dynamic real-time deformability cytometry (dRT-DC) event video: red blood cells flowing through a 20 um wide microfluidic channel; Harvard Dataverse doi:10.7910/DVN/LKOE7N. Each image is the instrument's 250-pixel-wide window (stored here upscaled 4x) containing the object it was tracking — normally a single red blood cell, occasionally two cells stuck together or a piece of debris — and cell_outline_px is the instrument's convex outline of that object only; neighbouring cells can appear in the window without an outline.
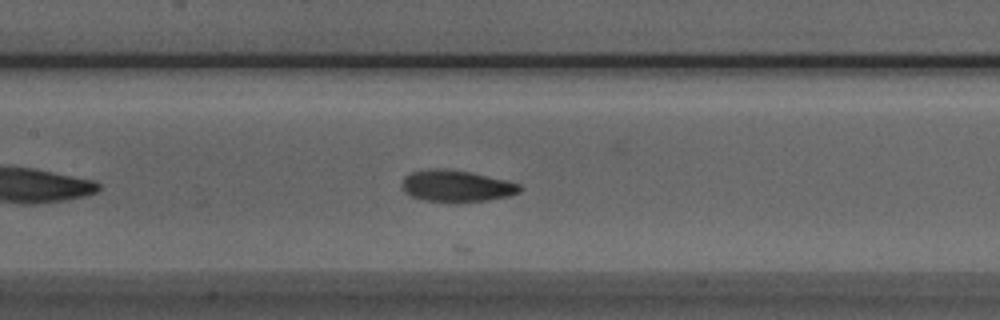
{"species": "Egyptian fruit bat (a non-hibernating species)", "species_latin": "Rousettus aegyptiacus", "temperature_condition": "room temperature", "stored_images_in_passage": 17, "camera_frame_rate_fps": 3000, "um_per_image_px": 0.085, "animal": {"sex": "male"}, "frame": {"image": 1, "passage_image": 12, "time_ms": 3.667, "image_size_px": [1000, 320], "cell_outline_px": [[524, 188], [520, 192], [508, 196], [488, 200], [456, 204], [424, 200], [412, 196], [404, 192], [400, 188], [400, 184], [404, 176], [412, 172], [428, 168], [444, 168], [468, 172], [508, 180], [520, 184]], "centroid_in_image_um": [38.78, 15.83], "position_along_channel_um": 168.6, "area_um2": 22.37}}
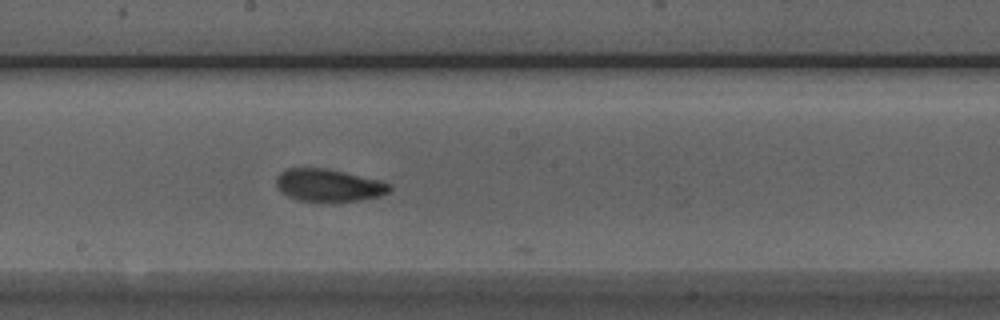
{"frame": {"image": 2, "passage_image": 16, "time_ms": 5.0, "image_size_px": [1000, 320], "cell_outline_px": [[392, 188], [388, 192], [380, 196], [360, 200], [336, 204], [300, 200], [288, 196], [280, 192], [276, 184], [276, 176], [280, 172], [288, 168], [328, 168], [380, 180], [392, 184]], "centroid_in_image_um": [27.95, 15.77], "position_along_channel_um": 220.3, "area_um2": 22.14}}